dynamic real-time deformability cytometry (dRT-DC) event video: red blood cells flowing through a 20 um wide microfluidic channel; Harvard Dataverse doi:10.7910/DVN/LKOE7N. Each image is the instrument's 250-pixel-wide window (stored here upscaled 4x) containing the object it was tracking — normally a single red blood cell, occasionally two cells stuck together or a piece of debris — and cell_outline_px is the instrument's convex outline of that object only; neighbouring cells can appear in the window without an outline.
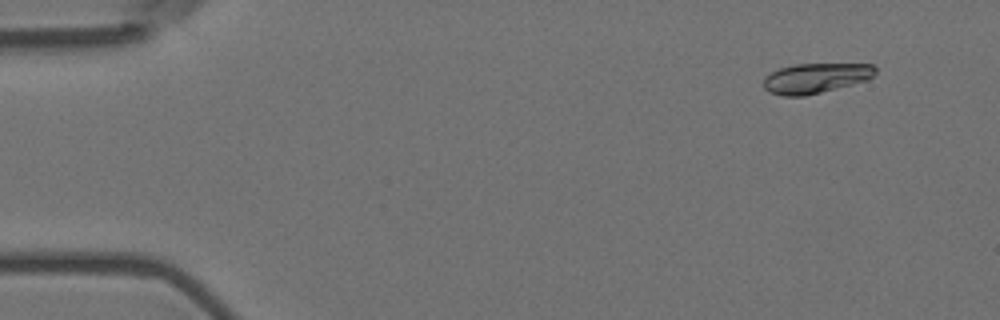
{"species": "Egyptian fruit bat (a non-hibernating species)", "species_latin": "Rousettus aegyptiacus", "temperature_condition": "room temperature", "stored_images_in_passage": 10, "camera_frame_rate_fps": 3000, "um_per_image_px": 0.085, "animal": {"sex": "female"}, "frame": {"image": 1, "passage_image": 1, "time_ms": 0.0, "image_size_px": [1000, 320], "cell_outline_px": [[876, 72], [868, 80], [804, 96], [784, 96], [768, 92], [764, 88], [764, 76], [780, 68], [792, 64], [872, 64], [876, 68]], "centroid_in_image_um": [69.31, 6.64], "position_along_channel_um": 15.7, "area_um2": 19.48}}
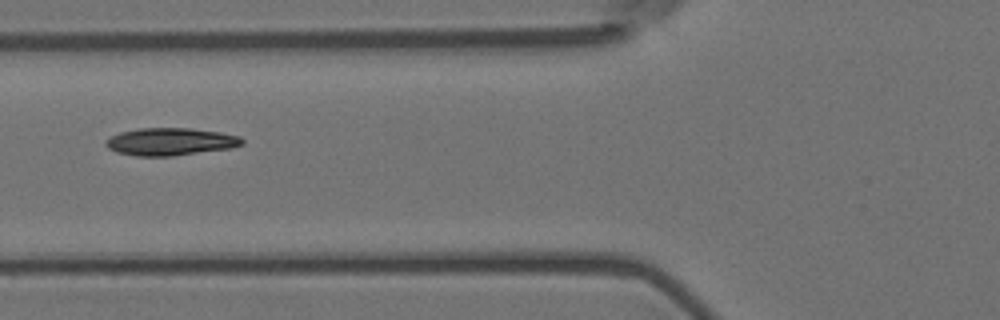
{"frame": {"image": 2, "passage_image": 6, "time_ms": 1.667, "image_size_px": [1000, 320], "cell_outline_px": [[244, 144], [232, 148], [172, 156], [136, 156], [116, 152], [108, 148], [104, 144], [104, 140], [120, 132], [140, 128], [188, 128], [220, 132], [240, 136], [244, 140]], "centroid_in_image_um": [14.48, 12.04], "position_along_channel_um": 111.3, "area_um2": 21.96}}
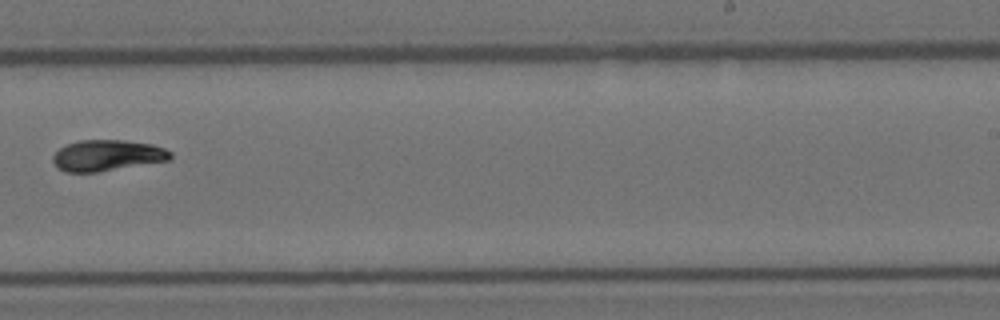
{"frame": {"image": 3, "passage_image": 10, "time_ms": 3.0, "image_size_px": [1000, 320], "cell_outline_px": [[172, 156], [168, 160], [96, 172], [64, 172], [56, 168], [52, 160], [52, 156], [60, 148], [68, 144], [80, 140], [124, 140], [152, 144], [164, 148], [172, 152]], "centroid_in_image_um": [9.08, 13.21], "position_along_channel_um": 279.9, "area_um2": 21.15}}